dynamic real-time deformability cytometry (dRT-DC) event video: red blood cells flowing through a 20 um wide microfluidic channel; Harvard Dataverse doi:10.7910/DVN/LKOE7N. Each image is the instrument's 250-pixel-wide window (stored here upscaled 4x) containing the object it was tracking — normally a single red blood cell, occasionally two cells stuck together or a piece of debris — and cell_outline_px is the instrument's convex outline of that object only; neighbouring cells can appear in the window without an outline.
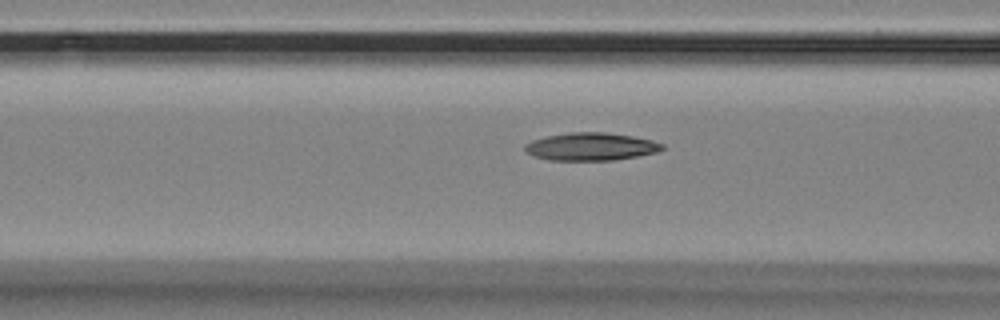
{"species": "Egyptian fruit bat (a non-hibernating species)", "species_latin": "Rousettus aegyptiacus", "temperature_condition": "room temperature", "stored_images_in_passage": 6, "camera_frame_rate_fps": 3000, "um_per_image_px": 0.085, "animal": {"sex": "female"}, "frame": {"image": 1, "passage_image": 5, "time_ms": 1.333, "image_size_px": [1000, 320], "cell_outline_px": [[664, 148], [656, 152], [636, 156], [612, 160], [548, 160], [532, 156], [524, 148], [524, 144], [532, 140], [544, 136], [568, 132], [604, 132], [632, 136], [652, 140], [664, 144]], "centroid_in_image_um": [50.18, 12.45], "position_along_channel_um": 116.4, "area_um2": 22.25}}